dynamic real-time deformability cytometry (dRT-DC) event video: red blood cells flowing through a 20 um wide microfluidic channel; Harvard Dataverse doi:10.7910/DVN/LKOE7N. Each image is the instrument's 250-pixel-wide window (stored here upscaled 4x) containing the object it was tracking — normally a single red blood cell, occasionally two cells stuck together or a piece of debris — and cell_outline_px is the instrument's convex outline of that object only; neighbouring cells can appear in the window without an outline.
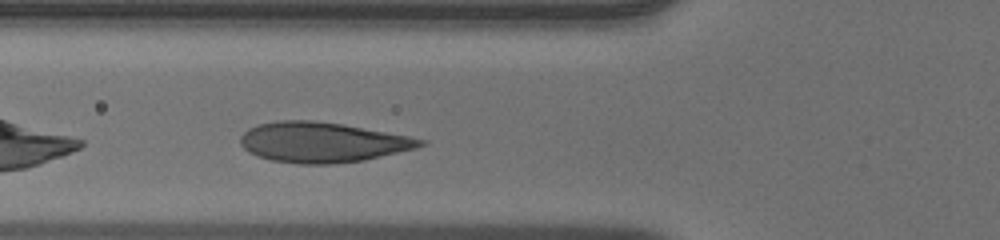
{"species": "human", "species_latin": "Homo sapiens", "temperature_condition": "warm", "stored_images_in_passage": 26, "camera_frame_rate_fps": 3000, "um_per_image_px": 0.085, "donor": {"sex": "male"}, "frame": {"image": 1, "passage_image": 4, "time_ms": 1.0, "image_size_px": [1000, 240], "cell_outline_px": [[428, 144], [416, 148], [364, 160], [332, 164], [300, 164], [272, 160], [248, 152], [240, 144], [240, 136], [248, 128], [256, 124], [276, 120], [312, 120], [344, 124], [408, 136], [428, 140]], "centroid_in_image_um": [27.39, 12.08], "position_along_channel_um": 98.4, "area_um2": 42.25}}
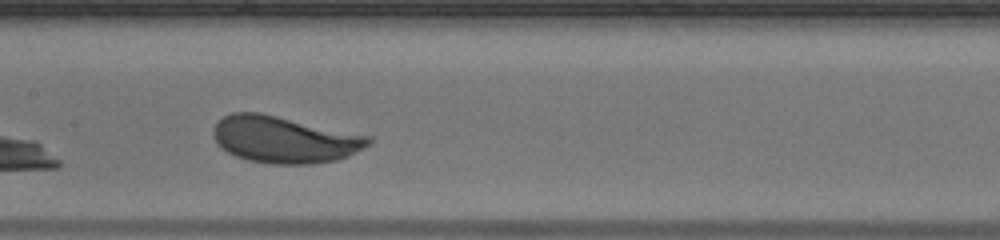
{"frame": {"image": 2, "passage_image": 10, "time_ms": 3.0, "image_size_px": [1000, 240], "cell_outline_px": [[372, 144], [348, 156], [336, 160], [312, 164], [272, 164], [248, 160], [236, 156], [220, 148], [212, 136], [212, 128], [224, 116], [232, 112], [260, 112], [372, 136]], "centroid_in_image_um": [24.17, 11.86], "position_along_channel_um": 183.2, "area_um2": 42.6}}
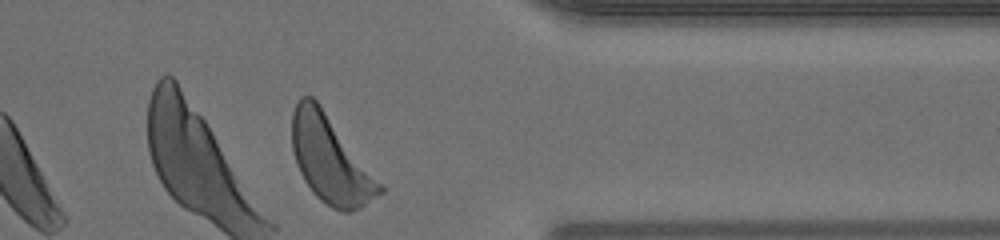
{"frame": {"image": 3, "passage_image": 25, "time_ms": 8.0, "image_size_px": [1000, 240], "cell_outline_px": [[384, 192], [360, 208], [352, 212], [340, 212], [332, 208], [320, 200], [312, 192], [304, 180], [296, 164], [292, 148], [292, 112], [300, 96], [312, 96], [320, 104], [384, 184]], "centroid_in_image_um": [28.11, 13.59], "position_along_channel_um": 383.3, "area_um2": 44.85}}